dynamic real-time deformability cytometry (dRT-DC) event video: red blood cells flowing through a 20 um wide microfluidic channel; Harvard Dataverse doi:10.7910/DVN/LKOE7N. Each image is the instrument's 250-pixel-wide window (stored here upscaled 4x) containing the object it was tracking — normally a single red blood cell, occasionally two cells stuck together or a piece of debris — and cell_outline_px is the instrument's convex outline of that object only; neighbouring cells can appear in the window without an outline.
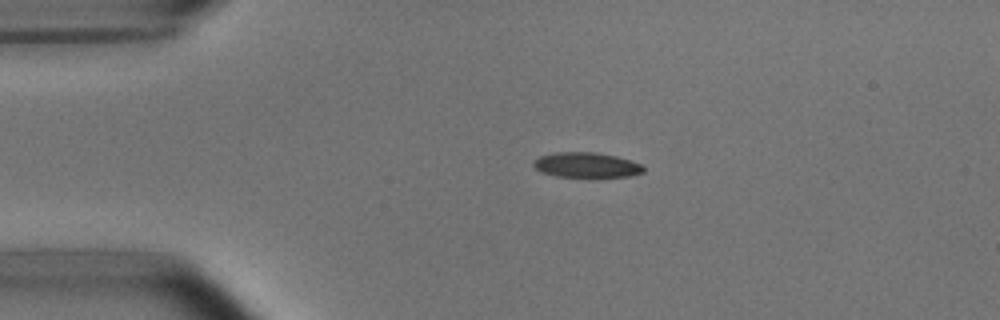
{"species": "common noctule bat (a hibernating species)", "species_latin": "Nyctalus noctula", "temperature_condition": "room temperature", "stored_images_in_passage": 4, "camera_frame_rate_fps": 3000, "um_per_image_px": 0.085, "animal": {"sex": "male", "body_mass_g": 15.6}, "frame": {"image": 1, "passage_image": 2, "time_ms": 2.333, "image_size_px": [1000, 320], "cell_outline_px": [[644, 172], [628, 176], [556, 176], [544, 172], [536, 168], [532, 164], [532, 160], [540, 156], [556, 152], [596, 152], [616, 156], [640, 164], [644, 168]], "centroid_in_image_um": [49.81, 14.0], "position_along_channel_um": 35.2, "area_um2": 15.72}}
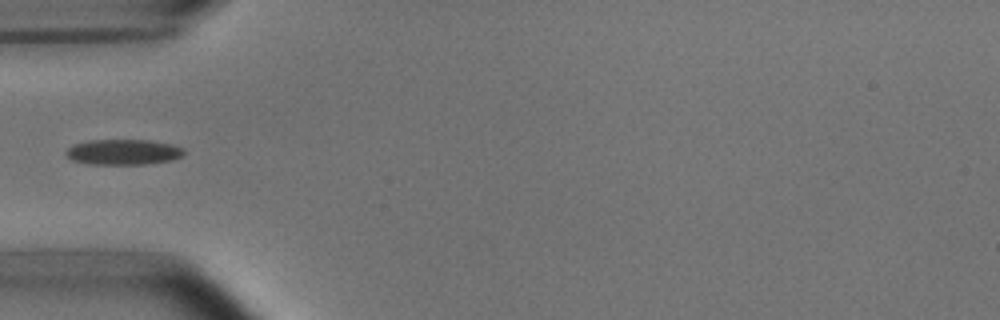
{"frame": {"image": 2, "passage_image": 4, "time_ms": 4.333, "image_size_px": [1000, 320], "cell_outline_px": [[184, 156], [172, 160], [144, 164], [88, 164], [72, 160], [64, 156], [64, 152], [68, 148], [76, 144], [88, 140], [152, 140], [172, 144], [184, 148]], "centroid_in_image_um": [10.48, 12.92], "position_along_channel_um": 74.5, "area_um2": 17.69}}